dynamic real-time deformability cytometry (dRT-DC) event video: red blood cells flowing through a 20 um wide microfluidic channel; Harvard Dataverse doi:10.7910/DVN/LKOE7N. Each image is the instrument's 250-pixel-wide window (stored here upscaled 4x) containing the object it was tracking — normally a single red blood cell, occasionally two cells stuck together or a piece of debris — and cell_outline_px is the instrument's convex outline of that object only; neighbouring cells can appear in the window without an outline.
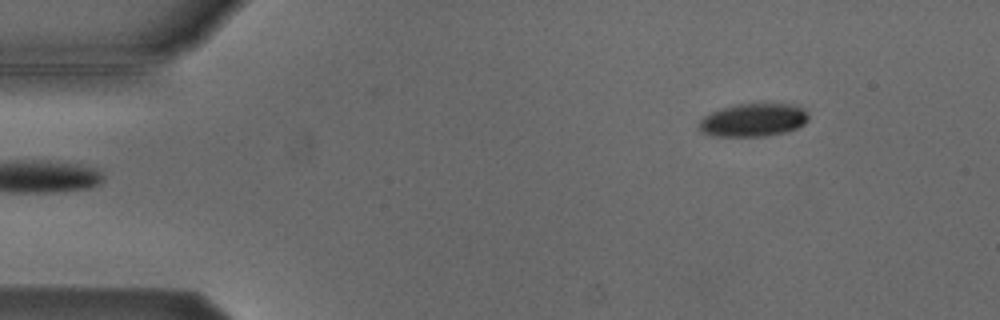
{"species": "Egyptian fruit bat (a non-hibernating species)", "species_latin": "Rousettus aegyptiacus", "temperature_condition": "cold", "stored_images_in_passage": 4, "camera_frame_rate_fps": 3000, "um_per_image_px": 0.085, "animal": {"sex": "male"}, "frame": {"image": 1, "passage_image": 1, "time_ms": 0.0, "image_size_px": [1000, 320], "cell_outline_px": [[808, 120], [804, 124], [796, 128], [784, 132], [764, 136], [712, 136], [700, 132], [700, 120], [704, 116], [720, 108], [736, 104], [792, 104], [804, 108], [808, 116]], "centroid_in_image_um": [64.02, 10.2], "position_along_channel_um": 21.0, "area_um2": 21.04}}